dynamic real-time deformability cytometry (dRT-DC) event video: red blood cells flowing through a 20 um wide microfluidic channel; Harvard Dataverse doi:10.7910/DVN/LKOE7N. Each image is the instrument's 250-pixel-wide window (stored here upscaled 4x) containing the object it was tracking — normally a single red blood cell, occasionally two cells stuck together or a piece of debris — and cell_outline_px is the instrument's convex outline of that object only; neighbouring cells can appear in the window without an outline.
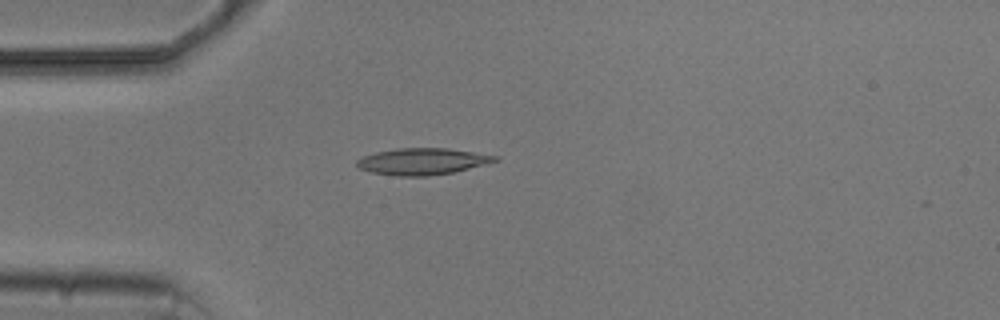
{"species": "common noctule bat (a hibernating species)", "species_latin": "Nyctalus noctula", "temperature_condition": "cold", "stored_images_in_passage": 2, "camera_frame_rate_fps": 3000, "um_per_image_px": 0.085, "animal": {"sex": "male", "body_mass_g": 20.5, "forearm_length_mm": 52.5}, "frame": {"image": 1, "passage_image": 1, "time_ms": 0.0, "image_size_px": [1000, 320], "cell_outline_px": [[500, 160], [452, 172], [428, 176], [396, 176], [372, 172], [356, 168], [356, 160], [364, 156], [376, 152], [396, 148], [448, 148], [500, 156]], "centroid_in_image_um": [35.88, 13.71], "position_along_channel_um": 49.1, "area_um2": 21.39}}